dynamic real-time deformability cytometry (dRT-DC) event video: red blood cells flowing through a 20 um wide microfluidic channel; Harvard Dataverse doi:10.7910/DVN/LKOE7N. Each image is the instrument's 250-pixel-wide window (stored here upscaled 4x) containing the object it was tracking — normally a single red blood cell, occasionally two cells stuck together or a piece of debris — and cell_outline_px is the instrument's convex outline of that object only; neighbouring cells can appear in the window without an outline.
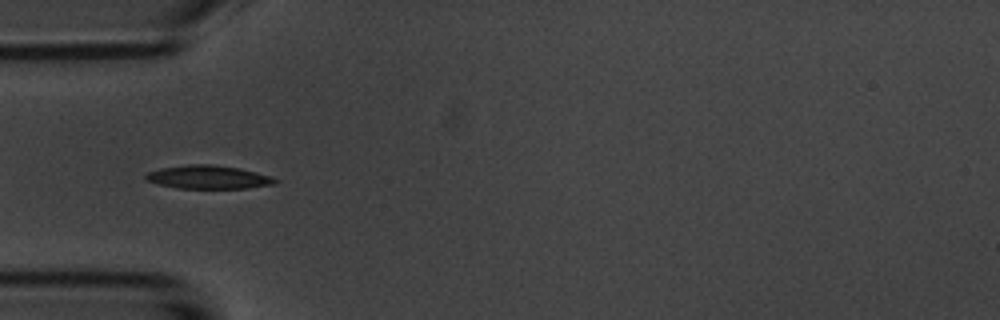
{"species": "common noctule bat (a hibernating species)", "species_latin": "Nyctalus noctula", "temperature_condition": "room temperature", "stored_images_in_passage": 13, "camera_frame_rate_fps": 3000, "um_per_image_px": 0.085, "animal": {"sex": "male", "body_mass_g": 20.1, "forearm_length_mm": 53.5}, "frame": {"image": 1, "passage_image": 3, "time_ms": 3.333, "image_size_px": [1000, 320], "cell_outline_px": [[280, 180], [272, 184], [248, 188], [176, 188], [144, 180], [144, 176], [148, 172], [160, 168], [184, 164], [212, 164], [240, 168], [272, 176]], "centroid_in_image_um": [17.69, 15.04], "position_along_channel_um": 67.3, "area_um2": 17.74}}
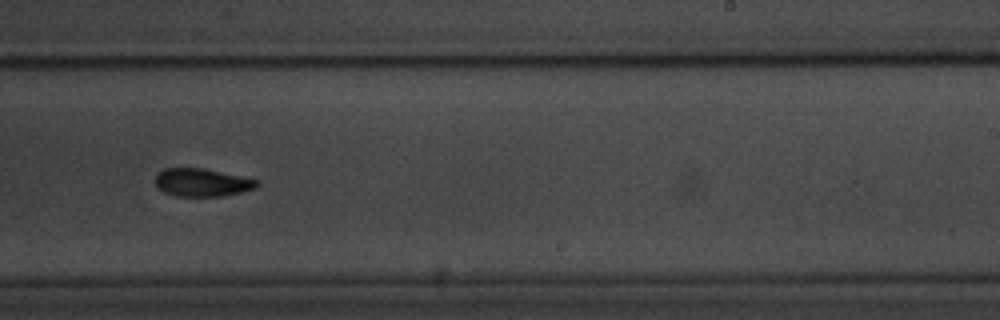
{"frame": {"image": 2, "passage_image": 8, "time_ms": 9.0, "image_size_px": [1000, 320], "cell_outline_px": [[260, 184], [256, 188], [240, 192], [220, 196], [176, 196], [164, 192], [156, 188], [156, 172], [164, 168], [204, 168], [260, 180]], "centroid_in_image_um": [17.16, 15.5], "position_along_channel_um": 271.8, "area_um2": 16.7}}
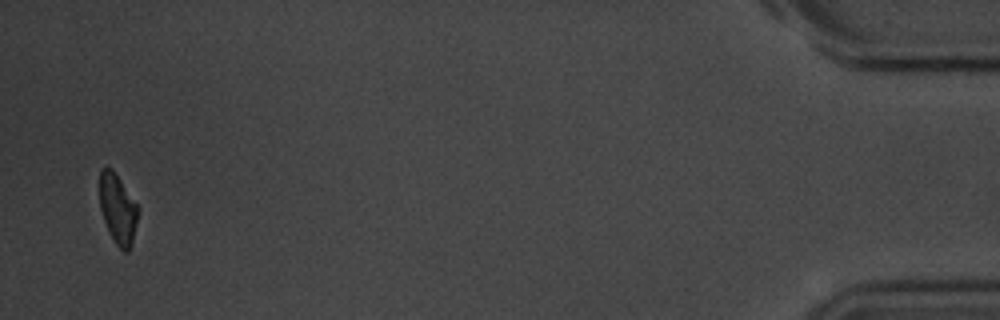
{"frame": {"image": 3, "passage_image": 13, "time_ms": 15.667, "image_size_px": [1000, 320], "cell_outline_px": [[140, 208], [132, 244], [128, 252], [124, 252], [116, 244], [104, 220], [100, 208], [100, 168], [112, 168]], "centroid_in_image_um": [10.03, 17.76], "position_along_channel_um": 425.2, "area_um2": 15.55}, "authors_computed_cell_mechanics": {"area_um2": 16.762, "velocity_mm_per_s": 3.608, "shape_relaxation_time_tau1_ms": 2.0859, "shape_relaxation_time_tau2_ms": 4.0309, "deformation_change_tau1": 0.0954, "deformation_change_tau2": 0.0864}}